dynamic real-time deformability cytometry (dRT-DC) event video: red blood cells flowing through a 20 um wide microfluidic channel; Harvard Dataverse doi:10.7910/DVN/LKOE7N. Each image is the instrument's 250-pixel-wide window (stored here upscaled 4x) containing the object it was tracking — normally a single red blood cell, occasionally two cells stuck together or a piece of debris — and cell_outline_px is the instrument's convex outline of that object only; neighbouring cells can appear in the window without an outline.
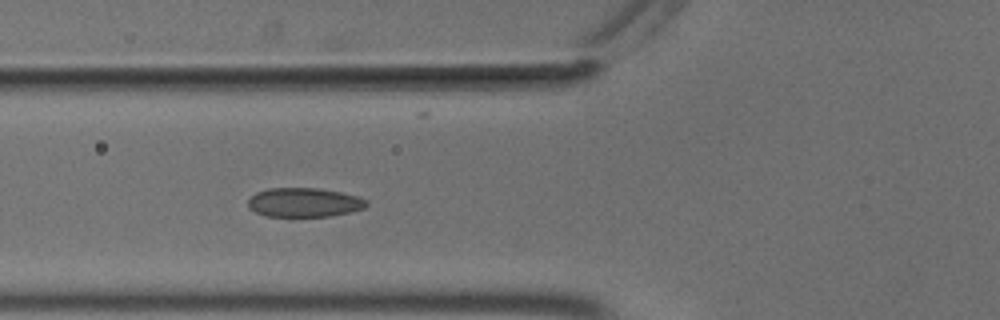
{"species": "common noctule bat (a hibernating species)", "species_latin": "Nyctalus noctula", "temperature_condition": "cold", "stored_images_in_passage": 36, "camera_frame_rate_fps": 3000, "um_per_image_px": 0.085, "animal": {"sex": "male", "body_mass_g": 18.8}, "frame": {"image": 1, "passage_image": 2, "time_ms": 0.333, "image_size_px": [1000, 320], "cell_outline_px": [[368, 204], [364, 208], [352, 212], [332, 216], [264, 216], [248, 208], [248, 200], [256, 192], [268, 188], [320, 188], [340, 192], [356, 196], [368, 200]], "centroid_in_image_um": [25.86, 17.21], "position_along_channel_um": 99.9, "area_um2": 20.23}}
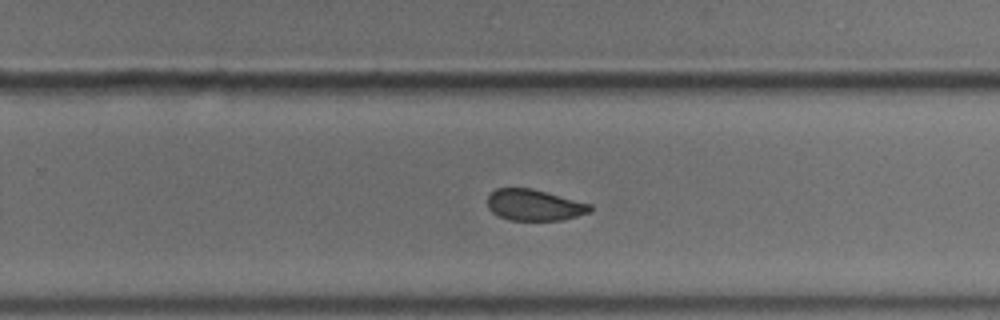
{"frame": {"image": 2, "passage_image": 17, "time_ms": 5.333, "image_size_px": [1000, 320], "cell_outline_px": [[592, 212], [560, 220], [508, 220], [492, 212], [488, 208], [488, 196], [496, 188], [532, 188], [592, 204]], "centroid_in_image_um": [45.43, 17.42], "position_along_channel_um": 284.4, "area_um2": 18.67}}
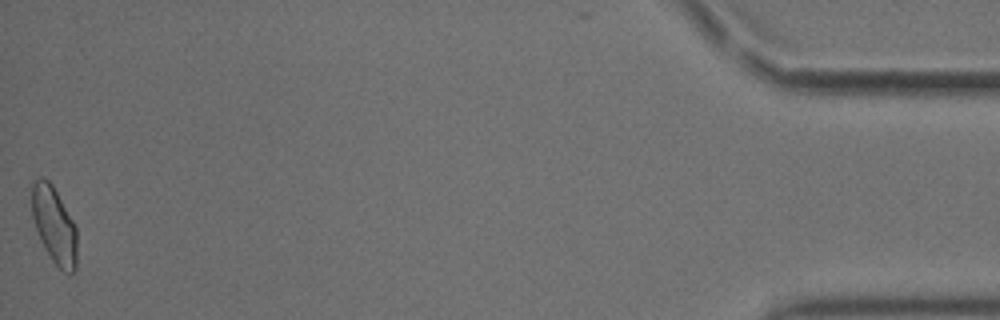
{"frame": {"image": 3, "passage_image": 36, "time_ms": 11.667, "image_size_px": [1000, 320], "cell_outline_px": [[76, 268], [68, 276], [52, 260], [44, 248], [36, 228], [32, 216], [32, 184], [40, 176], [44, 176], [52, 184], [76, 224]], "centroid_in_image_um": [4.62, 19.13], "position_along_channel_um": 430.6, "area_um2": 20.29}}